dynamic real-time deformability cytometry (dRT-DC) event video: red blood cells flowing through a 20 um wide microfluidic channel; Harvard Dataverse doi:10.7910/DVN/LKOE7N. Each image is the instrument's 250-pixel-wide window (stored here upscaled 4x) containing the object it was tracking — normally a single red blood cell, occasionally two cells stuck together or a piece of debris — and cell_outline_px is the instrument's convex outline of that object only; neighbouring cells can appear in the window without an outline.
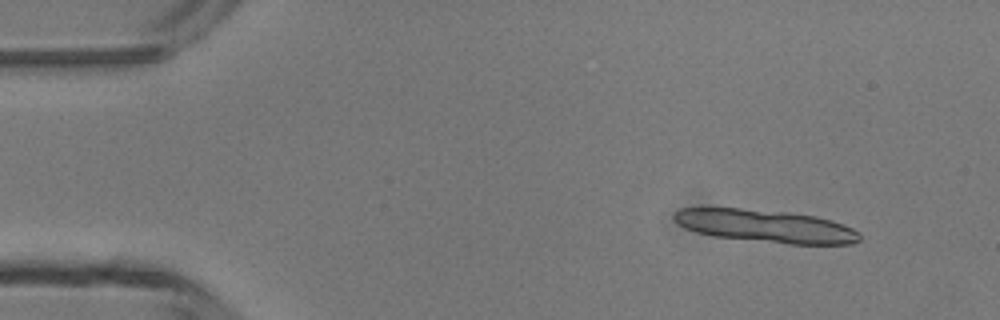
{"species": "common noctule bat (a hibernating species)", "species_latin": "Nyctalus noctula", "temperature_condition": "room temperature", "stored_images_in_passage": 7, "segment_of_instrument_passage": [1, 2], "camera_frame_rate_fps": 3000, "um_per_image_px": 0.085, "animal": {"sex": "male", "body_mass_g": 13.3}, "frame": {"image": 1, "passage_image": 2, "time_ms": 1.0, "image_size_px": [1000, 320], "cell_outline_px": [[860, 240], [852, 244], [788, 244], [716, 236], [696, 232], [684, 228], [672, 216], [680, 208], [740, 208], [788, 212], [816, 216], [832, 220], [844, 224], [860, 232]], "centroid_in_image_um": [65.13, 19.21], "position_along_channel_um": 19.9, "area_um2": 35.32}}